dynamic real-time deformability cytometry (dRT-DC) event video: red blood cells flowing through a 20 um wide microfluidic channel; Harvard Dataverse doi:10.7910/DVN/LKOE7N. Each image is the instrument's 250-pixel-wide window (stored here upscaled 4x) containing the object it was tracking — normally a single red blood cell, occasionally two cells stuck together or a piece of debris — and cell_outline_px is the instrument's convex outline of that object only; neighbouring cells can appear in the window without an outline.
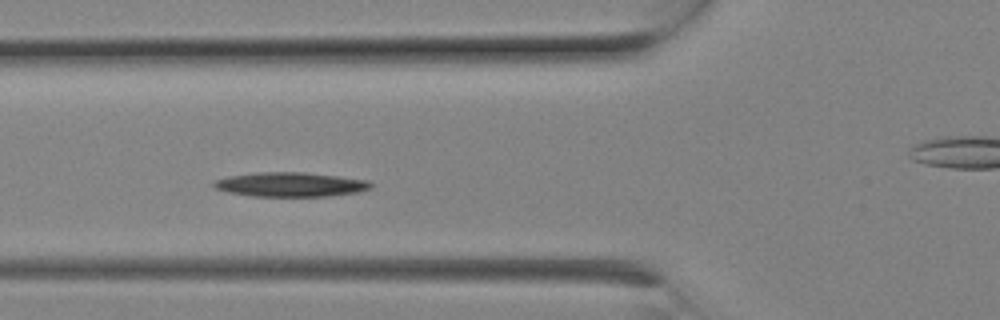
{"species": "Egyptian fruit bat (a non-hibernating species)", "species_latin": "Rousettus aegyptiacus", "temperature_condition": "room temperature", "stored_images_in_passage": 7, "camera_frame_rate_fps": 3000, "um_per_image_px": 0.085, "animal": {"sex": "female"}, "frame": {"image": 1, "passage_image": 6, "time_ms": 1.667, "image_size_px": [1000, 320], "cell_outline_px": [[372, 188], [360, 192], [328, 196], [252, 196], [228, 192], [212, 188], [212, 184], [216, 180], [228, 176], [256, 172], [304, 172], [368, 180], [372, 184]], "centroid_in_image_um": [24.68, 15.68], "position_along_channel_um": 101.1, "area_um2": 22.37}}
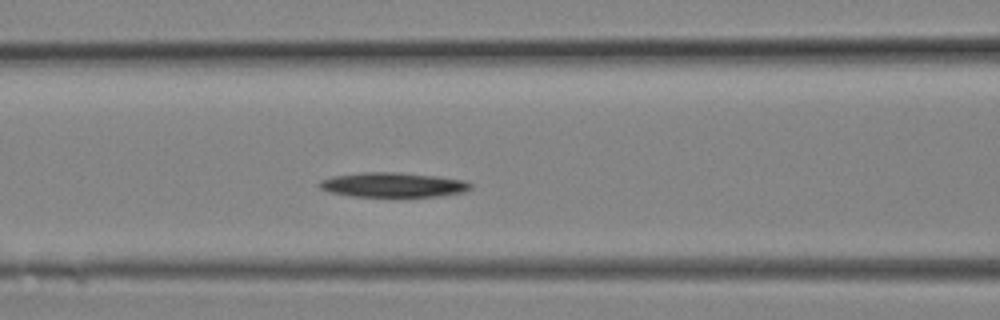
{"frame": {"image": 2, "passage_image": 7, "time_ms": 2.0, "image_size_px": [1000, 320], "cell_outline_px": [[472, 188], [464, 192], [440, 196], [352, 196], [328, 192], [320, 188], [316, 184], [320, 180], [332, 176], [360, 172], [396, 172], [436, 176], [464, 180], [472, 184]], "centroid_in_image_um": [33.37, 15.7], "position_along_channel_um": 133.2, "area_um2": 21.79}}